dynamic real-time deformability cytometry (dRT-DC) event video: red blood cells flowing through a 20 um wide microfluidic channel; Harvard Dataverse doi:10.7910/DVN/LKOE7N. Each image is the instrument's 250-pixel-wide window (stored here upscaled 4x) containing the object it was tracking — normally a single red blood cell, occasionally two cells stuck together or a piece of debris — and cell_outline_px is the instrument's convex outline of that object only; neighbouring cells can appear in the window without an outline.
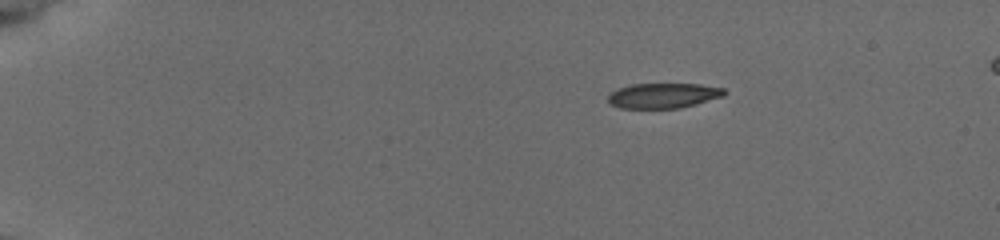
{"species": "common noctule bat (a hibernating species)", "species_latin": "Nyctalus noctula", "temperature_condition": "cold", "stored_images_in_passage": 46, "camera_frame_rate_fps": 3000, "um_per_image_px": 0.085, "animal": {"sex": "female", "body_mass_g": 19.5, "forearm_length_mm": 54.1}, "frame": {"image": 1, "passage_image": 1, "time_ms": 0.0, "image_size_px": [1000, 240], "cell_outline_px": [[728, 92], [724, 96], [696, 104], [680, 108], [620, 108], [612, 104], [608, 100], [608, 92], [632, 84], [700, 84], [724, 88]], "centroid_in_image_um": [56.41, 8.12], "position_along_channel_um": 28.6, "area_um2": 17.05}}
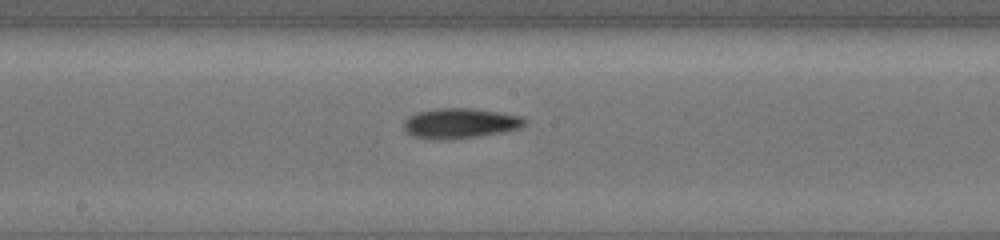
{"frame": {"image": 2, "passage_image": 23, "time_ms": 7.333, "image_size_px": [1000, 240], "cell_outline_px": [[528, 124], [520, 128], [504, 132], [476, 136], [412, 136], [404, 128], [404, 120], [408, 116], [416, 112], [436, 108], [472, 108], [500, 112], [524, 116], [528, 120]], "centroid_in_image_um": [39.23, 10.41], "position_along_channel_um": 209.0, "area_um2": 20.52}}
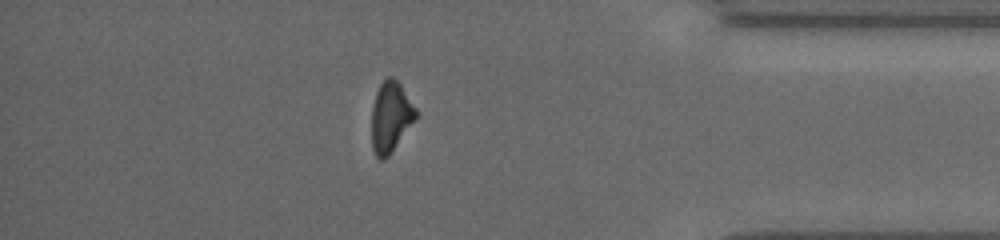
{"frame": {"image": 3, "passage_image": 40, "time_ms": 13.0, "image_size_px": [1000, 240], "cell_outline_px": [[416, 116], [388, 156], [384, 160], [380, 160], [376, 156], [372, 148], [372, 108], [376, 92], [380, 84], [388, 76], [392, 76], [400, 84], [416, 108]], "centroid_in_image_um": [33.17, 9.92], "position_along_channel_um": 402.0, "area_um2": 17.69}, "authors_computed_cell_mechanics": {"area_um2": 19.3052, "velocity_mm_per_s": 3.8148, "shape_relaxation_time_tau1_ms": 3.8041, "shape_relaxation_time_tau2_ms": 5.3591, "deformation_change_tau1": 0.1354, "deformation_change_tau2": 0.1365}}